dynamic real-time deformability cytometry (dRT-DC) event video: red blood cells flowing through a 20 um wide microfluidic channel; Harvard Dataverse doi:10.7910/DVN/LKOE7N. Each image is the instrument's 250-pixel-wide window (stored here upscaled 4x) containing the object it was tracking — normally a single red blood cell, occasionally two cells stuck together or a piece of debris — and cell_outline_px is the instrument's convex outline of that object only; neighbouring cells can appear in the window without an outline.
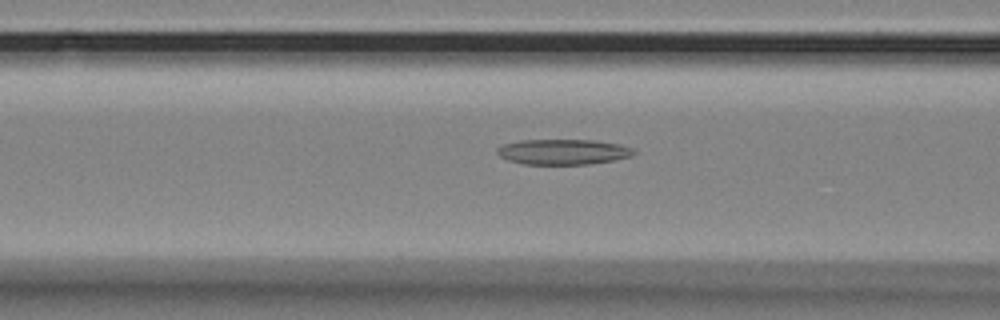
{"species": "Egyptian fruit bat (a non-hibernating species)", "species_latin": "Rousettus aegyptiacus", "temperature_condition": "room temperature", "stored_images_in_passage": 33, "camera_frame_rate_fps": 3000, "um_per_image_px": 0.085, "animal": {"sex": "female"}, "frame": {"image": 1, "passage_image": 7, "time_ms": 2.0, "image_size_px": [1000, 320], "cell_outline_px": [[636, 152], [628, 156], [612, 160], [588, 164], [524, 164], [508, 160], [500, 156], [496, 152], [496, 148], [504, 144], [520, 140], [596, 140], [620, 144], [632, 148]], "centroid_in_image_um": [47.83, 12.9], "position_along_channel_um": 118.8, "area_um2": 20.06}}
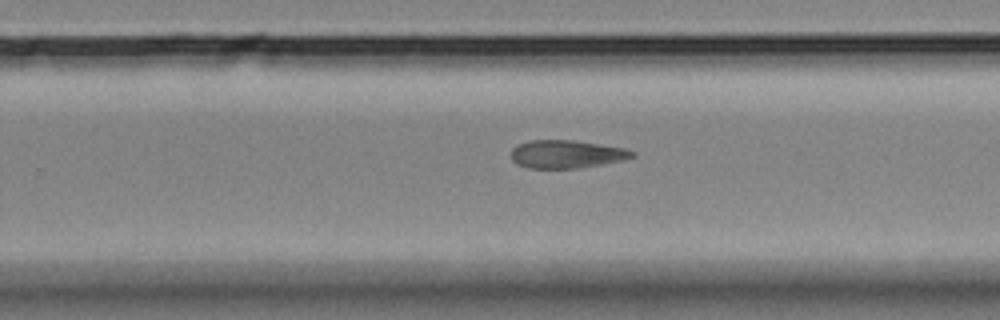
{"frame": {"image": 2, "passage_image": 21, "time_ms": 6.667, "image_size_px": [1000, 320], "cell_outline_px": [[636, 156], [624, 160], [580, 168], [528, 168], [516, 164], [512, 160], [512, 148], [516, 144], [528, 140], [572, 140], [600, 144], [624, 148], [636, 152]], "centroid_in_image_um": [48.15, 13.1], "position_along_channel_um": 281.7, "area_um2": 19.94}}
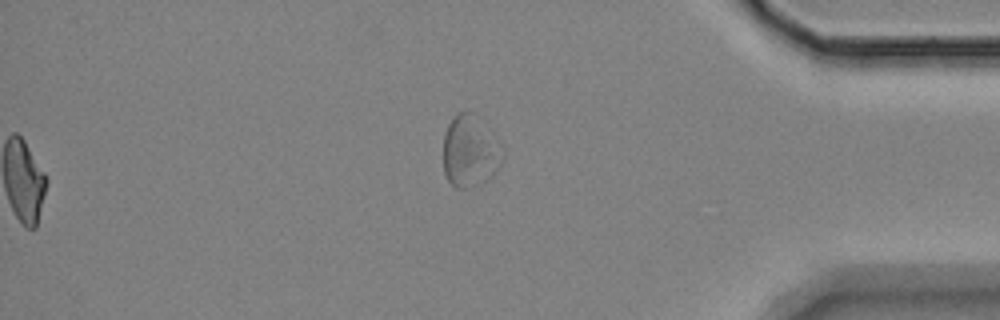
{"frame": {"image": 3, "passage_image": 33, "time_ms": 10.667, "image_size_px": [1000, 320], "cell_outline_px": [[504, 156], [500, 164], [492, 176], [480, 184], [464, 188], [456, 188], [448, 180], [444, 172], [444, 132], [452, 116], [456, 112], [472, 112], [504, 144]], "centroid_in_image_um": [39.98, 12.83], "position_along_channel_um": 395.2, "area_um2": 25.14}}